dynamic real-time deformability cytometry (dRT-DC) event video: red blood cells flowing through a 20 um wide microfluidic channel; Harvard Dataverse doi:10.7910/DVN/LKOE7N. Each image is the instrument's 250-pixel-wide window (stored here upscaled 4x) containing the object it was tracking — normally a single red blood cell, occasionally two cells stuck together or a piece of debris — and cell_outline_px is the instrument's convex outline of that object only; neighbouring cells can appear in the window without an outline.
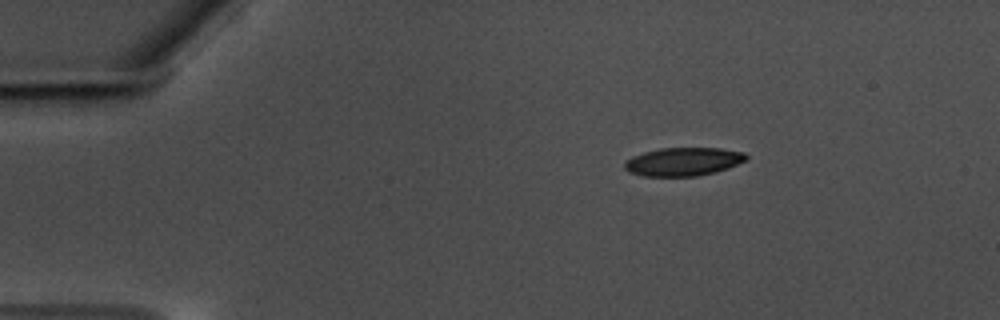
{"species": "common noctule bat (a hibernating species)", "species_latin": "Nyctalus noctula", "temperature_condition": "warm", "stored_images_in_passage": 50, "camera_frame_rate_fps": 3000, "um_per_image_px": 0.085, "animal": {"sex": "male", "body_mass_g": 17.5, "forearm_length_mm": 52.3}, "frame": {"image": 1, "passage_image": 1, "time_ms": 0.0, "image_size_px": [1000, 320], "cell_outline_px": [[748, 156], [744, 160], [728, 168], [716, 172], [696, 176], [644, 176], [628, 172], [624, 168], [624, 164], [632, 156], [644, 152], [660, 148], [720, 148], [744, 152]], "centroid_in_image_um": [58.06, 13.74], "position_along_channel_um": 26.9, "area_um2": 20.0}}
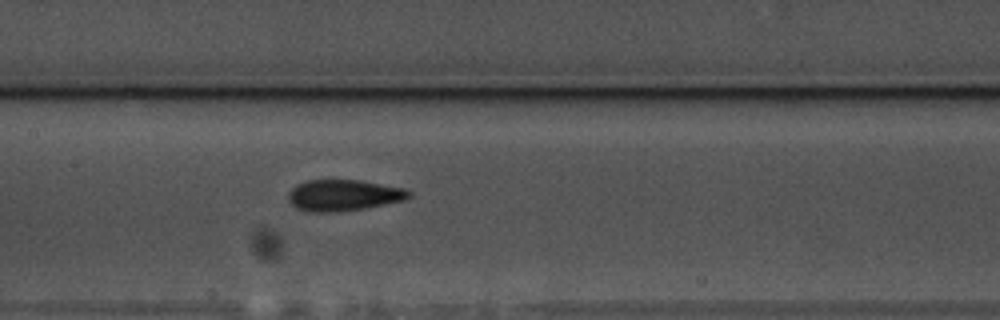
{"frame": {"image": 2, "passage_image": 20, "time_ms": 6.333, "image_size_px": [1000, 320], "cell_outline_px": [[412, 196], [404, 200], [364, 208], [340, 212], [312, 212], [296, 208], [288, 200], [288, 192], [296, 184], [308, 180], [360, 180], [408, 188], [412, 192]], "centroid_in_image_um": [29.23, 16.59], "position_along_channel_um": 178.2, "area_um2": 22.2}}
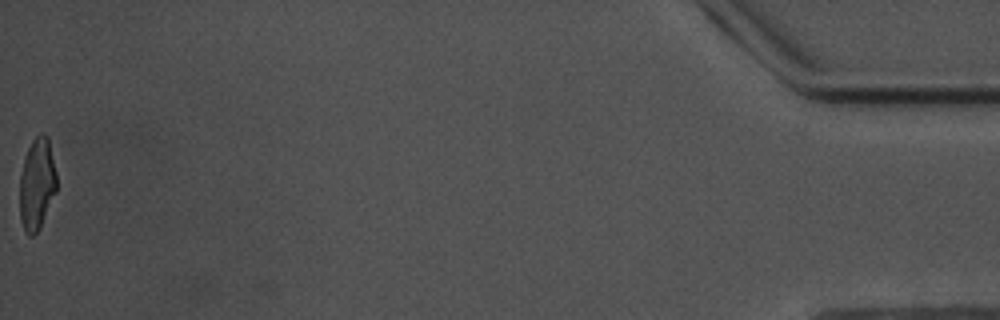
{"frame": {"image": 3, "passage_image": 50, "time_ms": 16.333, "image_size_px": [1000, 320], "cell_outline_px": [[56, 192], [40, 228], [32, 236], [28, 236], [24, 232], [20, 220], [20, 172], [24, 156], [32, 140], [40, 132], [44, 132], [48, 136], [56, 172]], "centroid_in_image_um": [3.13, 15.63], "position_along_channel_um": 432.1, "area_um2": 20.06}, "authors_computed_cell_mechanics": {"area_um2": 21.1837, "velocity_mm_per_s": 3.5006, "shape_relaxation_time_tau1_ms": 4.2252, "shape_relaxation_time_tau2_ms": 1.9267, "deformation_change_tau1": 0.1758, "deformation_change_tau2": 0.1045}}